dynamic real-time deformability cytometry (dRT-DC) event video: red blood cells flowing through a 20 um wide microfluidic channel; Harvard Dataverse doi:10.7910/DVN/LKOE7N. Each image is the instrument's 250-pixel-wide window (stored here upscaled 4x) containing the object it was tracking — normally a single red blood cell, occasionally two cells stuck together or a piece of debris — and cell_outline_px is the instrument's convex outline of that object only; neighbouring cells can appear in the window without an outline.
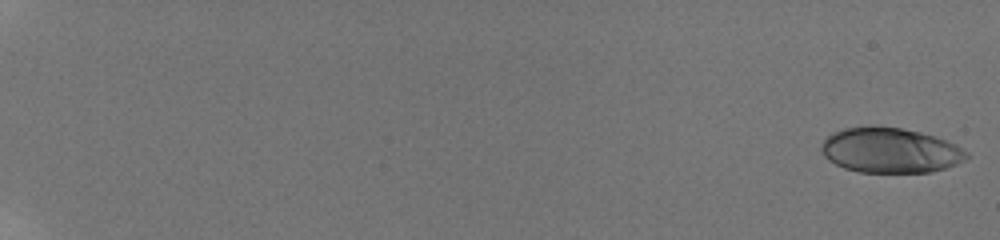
{"species": "human", "species_latin": "Homo sapiens", "temperature_condition": "room temperature", "stored_images_in_passage": 57, "camera_frame_rate_fps": 3000, "um_per_image_px": 0.085, "donor": {"sex": "male"}, "frame": {"image": 1, "passage_image": 1, "time_ms": 0.0, "image_size_px": [1000, 240], "cell_outline_px": [[972, 156], [956, 164], [932, 172], [860, 172], [844, 168], [828, 160], [824, 156], [820, 148], [820, 144], [828, 136], [844, 128], [872, 124], [876, 124], [904, 128], [936, 136], [956, 144], [968, 152]], "centroid_in_image_um": [75.68, 12.75], "position_along_channel_um": 9.3, "area_um2": 38.73}}
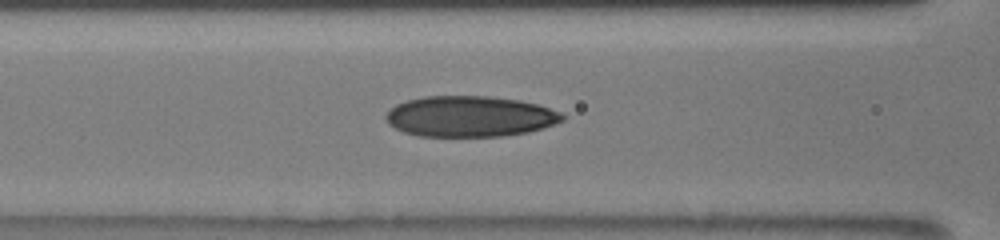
{"frame": {"image": 2, "passage_image": 29, "time_ms": 9.333, "image_size_px": [1000, 240], "cell_outline_px": [[564, 120], [556, 124], [544, 128], [528, 132], [500, 136], [420, 136], [404, 132], [388, 124], [384, 116], [396, 104], [408, 100], [424, 96], [488, 96], [520, 100], [536, 104], [560, 112], [564, 116]], "centroid_in_image_um": [39.94, 9.89], "position_along_channel_um": 126.7, "area_um2": 41.91}}
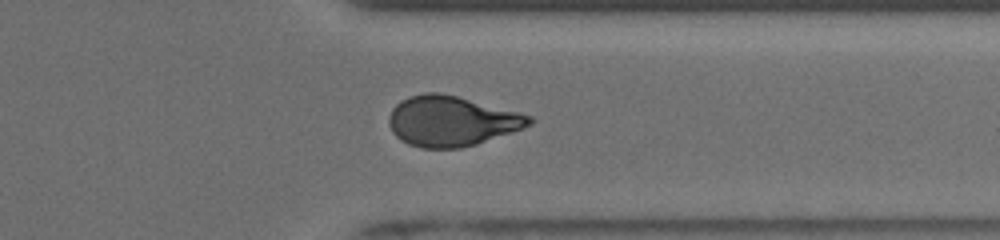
{"frame": {"image": 3, "passage_image": 48, "time_ms": 15.667, "image_size_px": [1000, 240], "cell_outline_px": [[536, 120], [532, 124], [476, 144], [460, 148], [424, 148], [408, 144], [400, 140], [392, 132], [388, 124], [388, 116], [392, 108], [400, 100], [408, 96], [424, 92], [440, 92], [456, 96], [532, 116]], "centroid_in_image_um": [38.31, 10.28], "position_along_channel_um": 373.1, "area_um2": 40.86}, "authors_computed_cell_mechanics": {"area_um2": 40.2866, "velocity_mm_per_s": 3.8913, "shape_relaxation_time_tau1_ms": 7.5026, "shape_relaxation_time_tau2_ms": 1.3445, "deformation_change_tau1": 0.2151, "deformation_change_tau2": 0.0726}}